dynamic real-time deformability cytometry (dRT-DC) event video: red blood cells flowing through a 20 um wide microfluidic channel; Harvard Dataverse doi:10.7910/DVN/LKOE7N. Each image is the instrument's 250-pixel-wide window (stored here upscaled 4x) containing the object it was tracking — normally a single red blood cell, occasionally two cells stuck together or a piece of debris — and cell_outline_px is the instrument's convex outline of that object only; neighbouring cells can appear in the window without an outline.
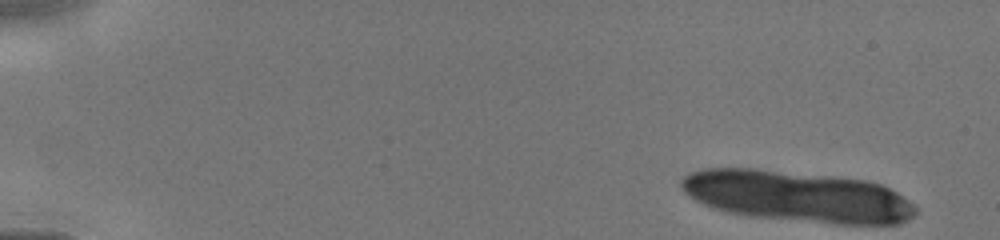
{"species": "human", "species_latin": "Homo sapiens", "temperature_condition": "cold", "stored_images_in_passage": 16, "camera_frame_rate_fps": 3000, "um_per_image_px": 0.085, "donor": {"sex": "male"}, "frame": {"image": 1, "passage_image": 1, "time_ms": 0.0, "image_size_px": [1000, 240], "cell_outline_px": [[916, 212], [908, 220], [900, 224], [836, 224], [748, 216], [728, 212], [712, 208], [688, 196], [684, 192], [680, 184], [680, 180], [688, 172], [704, 168], [756, 168], [832, 176], [864, 180], [880, 184], [896, 192], [908, 200], [916, 208]], "centroid_in_image_um": [67.73, 16.69], "position_along_channel_um": 17.3, "area_um2": 69.94}}
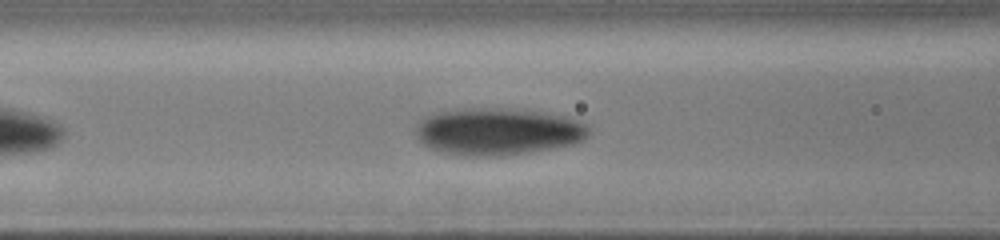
{"frame": {"image": 2, "passage_image": 11, "time_ms": 6.0, "image_size_px": [1000, 240], "cell_outline_px": [[592, 128], [588, 136], [584, 140], [572, 144], [528, 152], [504, 156], [464, 156], [444, 152], [428, 148], [416, 136], [416, 120], [424, 116], [436, 112], [464, 108], [508, 108], [540, 112], [564, 116], [588, 124]], "centroid_in_image_um": [42.29, 11.17], "position_along_channel_um": 124.3, "area_um2": 47.92}}
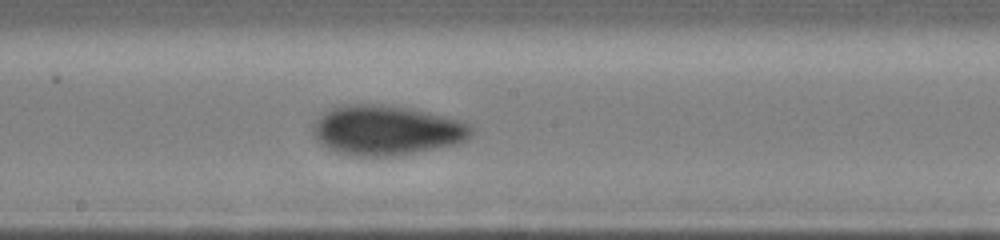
{"frame": {"image": 3, "passage_image": 16, "time_ms": 8.0, "image_size_px": [1000, 240], "cell_outline_px": [[472, 136], [456, 144], [400, 156], [356, 156], [336, 152], [320, 144], [316, 140], [312, 132], [312, 124], [324, 112], [340, 104], [384, 104], [408, 108], [428, 112], [464, 120], [472, 124]], "centroid_in_image_um": [32.85, 11.07], "position_along_channel_um": 215.3, "area_um2": 46.59}}